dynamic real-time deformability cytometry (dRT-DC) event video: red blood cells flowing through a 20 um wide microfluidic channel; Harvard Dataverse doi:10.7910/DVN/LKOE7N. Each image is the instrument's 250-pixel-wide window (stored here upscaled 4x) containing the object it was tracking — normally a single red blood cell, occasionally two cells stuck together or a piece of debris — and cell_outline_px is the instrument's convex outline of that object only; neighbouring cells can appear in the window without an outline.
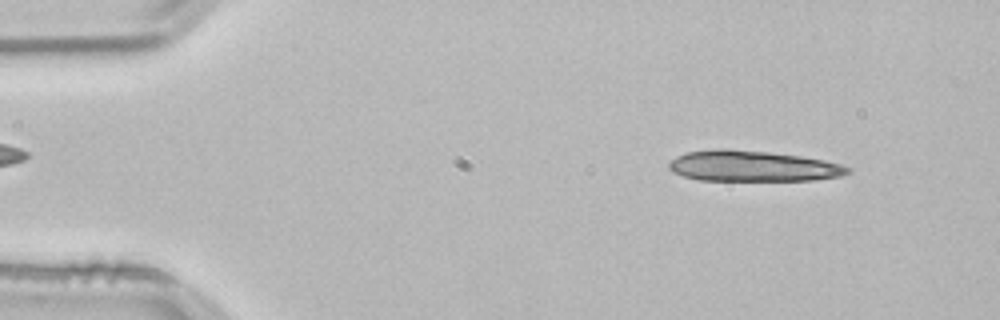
{"species": "common noctule bat (a hibernating species)", "species_latin": "Nyctalus noctula", "temperature_condition": "room temperature", "stored_images_in_passage": 24, "camera_frame_rate_fps": 3000, "um_per_image_px": 0.085, "animal": {"sex": "male", "body_mass_g": 21.5, "forearm_length_mm": 52.0}, "frame": {"image": 1, "passage_image": 5, "time_ms": 1.333, "image_size_px": [1000, 320], "cell_outline_px": [[852, 172], [840, 176], [812, 180], [700, 180], [684, 176], [672, 172], [668, 168], [668, 164], [676, 156], [688, 152], [716, 148], [724, 148], [768, 152], [800, 156], [824, 160], [840, 164], [852, 168]], "centroid_in_image_um": [63.98, 14.11], "position_along_channel_um": 21.0, "area_um2": 32.02}}
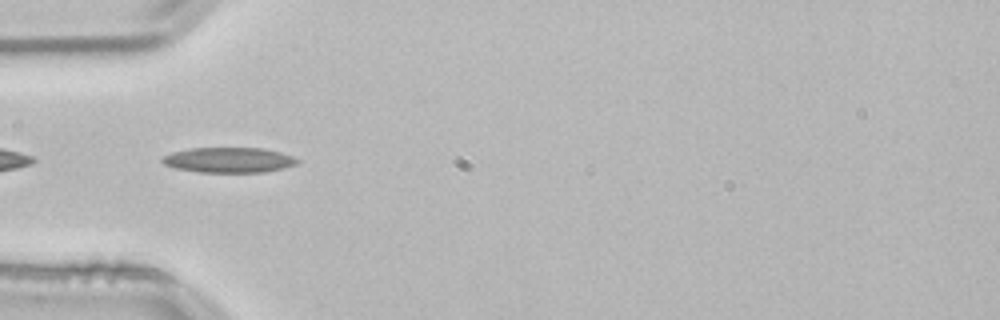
{"frame": {"image": 2, "passage_image": 16, "time_ms": 5.0, "image_size_px": [1000, 320], "cell_outline_px": [[300, 160], [296, 164], [284, 168], [264, 172], [196, 172], [176, 168], [164, 164], [160, 160], [164, 156], [172, 152], [188, 148], [264, 148], [280, 152], [292, 156]], "centroid_in_image_um": [19.44, 13.6], "position_along_channel_um": 65.6, "area_um2": 19.88}}